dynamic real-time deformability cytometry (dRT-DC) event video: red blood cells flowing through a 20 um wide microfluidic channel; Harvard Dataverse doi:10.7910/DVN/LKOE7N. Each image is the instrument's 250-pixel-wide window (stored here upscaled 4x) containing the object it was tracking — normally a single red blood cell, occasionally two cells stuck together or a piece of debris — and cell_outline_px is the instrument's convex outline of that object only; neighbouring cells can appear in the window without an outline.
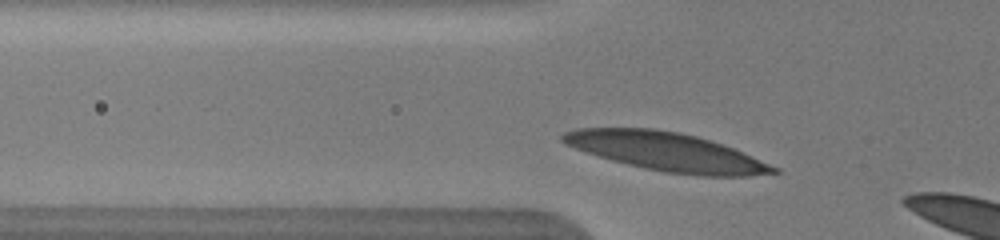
{"species": "human", "species_latin": "Homo sapiens", "temperature_condition": "warm", "stored_images_in_passage": 7, "camera_frame_rate_fps": 3000, "um_per_image_px": 0.085, "donor": {"sex": "male"}, "frame": {"image": 1, "passage_image": 4, "time_ms": 1.0, "image_size_px": [1000, 240], "cell_outline_px": [[780, 172], [748, 176], [700, 176], [664, 172], [644, 168], [612, 160], [564, 144], [560, 140], [560, 136], [564, 132], [576, 128], [656, 128], [696, 136], [732, 148], [752, 156], [780, 168]], "centroid_in_image_um": [56.65, 12.9], "position_along_channel_um": 69.2, "area_um2": 46.88}}